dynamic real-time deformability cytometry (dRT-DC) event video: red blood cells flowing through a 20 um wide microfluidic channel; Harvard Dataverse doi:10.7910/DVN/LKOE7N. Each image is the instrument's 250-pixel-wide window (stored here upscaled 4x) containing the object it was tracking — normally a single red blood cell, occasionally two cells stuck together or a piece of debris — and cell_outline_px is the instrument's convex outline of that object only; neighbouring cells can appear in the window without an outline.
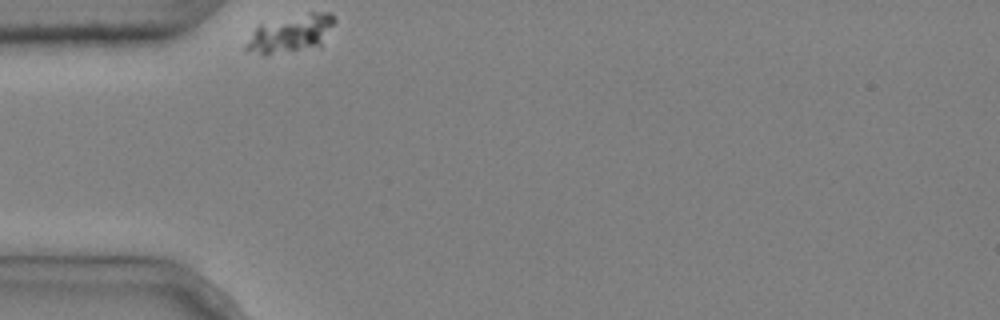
{"species": "common noctule bat (a hibernating species)", "species_latin": "Nyctalus noctula", "temperature_condition": "cold", "stored_images_in_passage": 2, "camera_frame_rate_fps": 3000, "um_per_image_px": 0.085, "animal": {"sex": "male", "body_mass_g": 20.4}, "frame": {"image": 1, "passage_image": 1, "time_ms": 0.0, "image_size_px": [1000, 320], "cell_outline_px": [[336, 20], [320, 48], [268, 52], [244, 52], [244, 44], [256, 24], [308, 12], [332, 12]], "centroid_in_image_um": [24.73, 2.81], "position_along_channel_um": 60.3, "area_um2": 19.48}}